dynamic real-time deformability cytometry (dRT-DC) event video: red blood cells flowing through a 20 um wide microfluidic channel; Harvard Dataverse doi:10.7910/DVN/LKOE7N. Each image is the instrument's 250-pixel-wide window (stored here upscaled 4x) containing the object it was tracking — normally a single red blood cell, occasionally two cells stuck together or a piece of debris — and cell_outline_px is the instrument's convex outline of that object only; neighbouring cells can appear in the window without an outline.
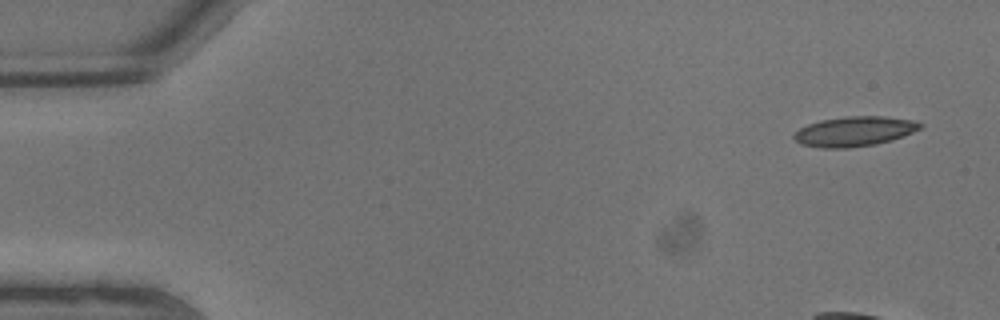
{"species": "common noctule bat (a hibernating species)", "species_latin": "Nyctalus noctula", "temperature_condition": "warm", "stored_images_in_passage": 5, "camera_frame_rate_fps": 3000, "um_per_image_px": 0.085, "animal": {"sex": "male", "body_mass_g": 13.3}, "frame": {"image": 1, "passage_image": 1, "time_ms": 0.0, "image_size_px": [1000, 320], "cell_outline_px": [[924, 124], [920, 128], [912, 132], [892, 140], [876, 144], [848, 148], [820, 148], [800, 144], [792, 136], [800, 128], [808, 124], [820, 120], [844, 116], [884, 116], [916, 120]], "centroid_in_image_um": [72.63, 11.16], "position_along_channel_um": 12.4, "area_um2": 22.08}}